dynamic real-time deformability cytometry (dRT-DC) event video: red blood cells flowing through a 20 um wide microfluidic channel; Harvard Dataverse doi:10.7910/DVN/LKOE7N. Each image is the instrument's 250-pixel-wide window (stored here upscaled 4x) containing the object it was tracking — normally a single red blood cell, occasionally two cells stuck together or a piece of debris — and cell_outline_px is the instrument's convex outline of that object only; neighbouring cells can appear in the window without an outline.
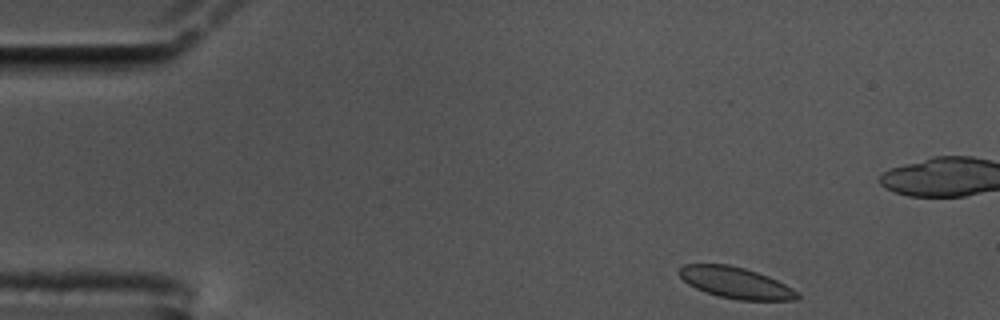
{"species": "common noctule bat (a hibernating species)", "species_latin": "Nyctalus noctula", "temperature_condition": "cold", "stored_images_in_passage": 54, "camera_frame_rate_fps": 3000, "um_per_image_px": 0.085, "animal": {"sex": "male", "body_mass_g": 17.5, "forearm_length_mm": 52.3}, "frame": {"image": 1, "passage_image": 2, "time_ms": 0.333, "image_size_px": [1000, 320], "cell_outline_px": [[800, 296], [796, 300], [740, 300], [720, 296], [704, 292], [688, 284], [676, 272], [684, 264], [728, 264], [744, 268], [768, 276], [792, 288]], "centroid_in_image_um": [62.5, 24.03], "position_along_channel_um": 22.5, "area_um2": 21.33}}
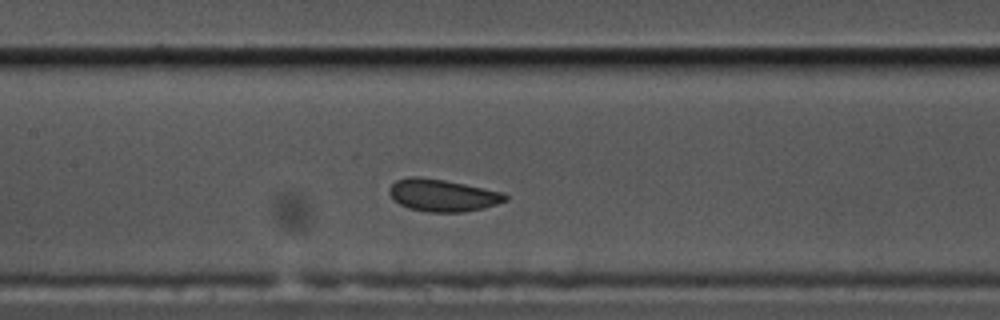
{"frame": {"image": 2, "passage_image": 22, "time_ms": 7.0, "image_size_px": [1000, 320], "cell_outline_px": [[508, 200], [484, 208], [464, 212], [428, 212], [408, 208], [392, 200], [388, 192], [388, 188], [396, 180], [408, 176], [420, 176], [444, 180], [504, 192], [508, 196]], "centroid_in_image_um": [37.59, 16.6], "position_along_channel_um": 169.8, "area_um2": 22.02}}
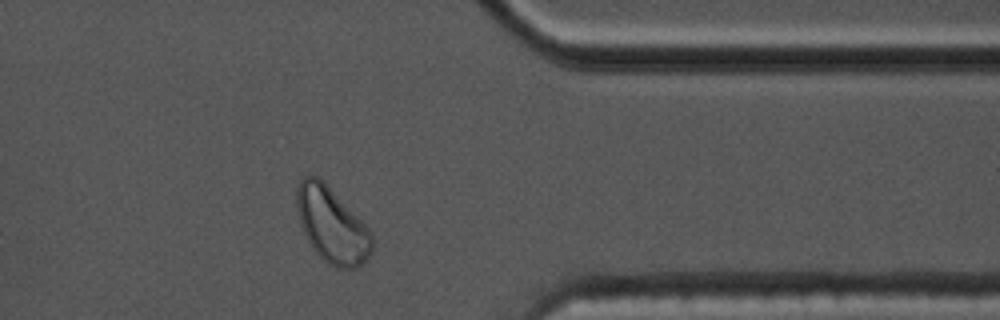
{"frame": {"image": 3, "passage_image": 42, "time_ms": 13.667, "image_size_px": [1000, 320], "cell_outline_px": [[372, 252], [356, 268], [336, 268], [328, 264], [312, 248], [300, 224], [296, 208], [296, 184], [304, 176], [316, 176], [372, 232]], "centroid_in_image_um": [28.17, 19.16], "position_along_channel_um": 383.2, "area_um2": 32.25}, "authors_computed_cell_mechanics": {"area_um2": 22.0507, "velocity_mm_per_s": 3.3822, "shape_relaxation_time_tau1_ms": 2.5683, "shape_relaxation_time_tau2_ms": null, "deformation_change_tau1": 0.0722, "deformation_change_tau2": null}}